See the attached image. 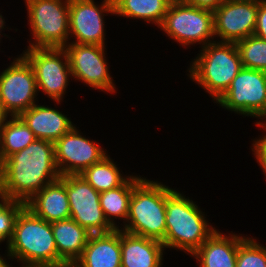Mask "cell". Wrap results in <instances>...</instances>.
<instances>
[{"instance_id":"obj_1","label":"cell","mask_w":266,"mask_h":267,"mask_svg":"<svg viewBox=\"0 0 266 267\" xmlns=\"http://www.w3.org/2000/svg\"><path fill=\"white\" fill-rule=\"evenodd\" d=\"M60 177L54 143L42 139H35L0 163L1 194L5 200L26 203Z\"/></svg>"},{"instance_id":"obj_2","label":"cell","mask_w":266,"mask_h":267,"mask_svg":"<svg viewBox=\"0 0 266 267\" xmlns=\"http://www.w3.org/2000/svg\"><path fill=\"white\" fill-rule=\"evenodd\" d=\"M7 256L27 265L68 266L57 253L51 223L24 206L18 213Z\"/></svg>"},{"instance_id":"obj_3","label":"cell","mask_w":266,"mask_h":267,"mask_svg":"<svg viewBox=\"0 0 266 267\" xmlns=\"http://www.w3.org/2000/svg\"><path fill=\"white\" fill-rule=\"evenodd\" d=\"M205 218L193 200L166 186L165 248L193 254L216 231Z\"/></svg>"},{"instance_id":"obj_4","label":"cell","mask_w":266,"mask_h":267,"mask_svg":"<svg viewBox=\"0 0 266 267\" xmlns=\"http://www.w3.org/2000/svg\"><path fill=\"white\" fill-rule=\"evenodd\" d=\"M200 51L189 76L217 102L243 68L240 54L235 43L221 41L210 42Z\"/></svg>"},{"instance_id":"obj_5","label":"cell","mask_w":266,"mask_h":267,"mask_svg":"<svg viewBox=\"0 0 266 267\" xmlns=\"http://www.w3.org/2000/svg\"><path fill=\"white\" fill-rule=\"evenodd\" d=\"M123 231L163 241L166 236V185L143 178L134 188Z\"/></svg>"},{"instance_id":"obj_6","label":"cell","mask_w":266,"mask_h":267,"mask_svg":"<svg viewBox=\"0 0 266 267\" xmlns=\"http://www.w3.org/2000/svg\"><path fill=\"white\" fill-rule=\"evenodd\" d=\"M31 34L28 47L64 48L69 35V0H25Z\"/></svg>"},{"instance_id":"obj_7","label":"cell","mask_w":266,"mask_h":267,"mask_svg":"<svg viewBox=\"0 0 266 267\" xmlns=\"http://www.w3.org/2000/svg\"><path fill=\"white\" fill-rule=\"evenodd\" d=\"M161 28L172 39L183 46L198 42L207 45L214 39L213 11L183 3L171 2ZM213 36V37H212Z\"/></svg>"},{"instance_id":"obj_8","label":"cell","mask_w":266,"mask_h":267,"mask_svg":"<svg viewBox=\"0 0 266 267\" xmlns=\"http://www.w3.org/2000/svg\"><path fill=\"white\" fill-rule=\"evenodd\" d=\"M227 110L244 116L266 118V72L242 68L228 90L216 102ZM266 127V122H256Z\"/></svg>"},{"instance_id":"obj_9","label":"cell","mask_w":266,"mask_h":267,"mask_svg":"<svg viewBox=\"0 0 266 267\" xmlns=\"http://www.w3.org/2000/svg\"><path fill=\"white\" fill-rule=\"evenodd\" d=\"M0 74V106L7 116L17 117L36 104L38 92L34 70L28 60L21 57Z\"/></svg>"},{"instance_id":"obj_10","label":"cell","mask_w":266,"mask_h":267,"mask_svg":"<svg viewBox=\"0 0 266 267\" xmlns=\"http://www.w3.org/2000/svg\"><path fill=\"white\" fill-rule=\"evenodd\" d=\"M23 56L34 70L38 91L59 104L72 75L65 49L28 47Z\"/></svg>"},{"instance_id":"obj_11","label":"cell","mask_w":266,"mask_h":267,"mask_svg":"<svg viewBox=\"0 0 266 267\" xmlns=\"http://www.w3.org/2000/svg\"><path fill=\"white\" fill-rule=\"evenodd\" d=\"M60 178L65 182L70 218L91 234L108 233L114 230L101 208L100 192L80 175H66Z\"/></svg>"},{"instance_id":"obj_12","label":"cell","mask_w":266,"mask_h":267,"mask_svg":"<svg viewBox=\"0 0 266 267\" xmlns=\"http://www.w3.org/2000/svg\"><path fill=\"white\" fill-rule=\"evenodd\" d=\"M64 49L74 79L107 93L115 92V84L105 59V46L70 42Z\"/></svg>"},{"instance_id":"obj_13","label":"cell","mask_w":266,"mask_h":267,"mask_svg":"<svg viewBox=\"0 0 266 267\" xmlns=\"http://www.w3.org/2000/svg\"><path fill=\"white\" fill-rule=\"evenodd\" d=\"M54 153L61 176L80 175L107 156L99 144L82 137L75 126L54 143Z\"/></svg>"},{"instance_id":"obj_14","label":"cell","mask_w":266,"mask_h":267,"mask_svg":"<svg viewBox=\"0 0 266 267\" xmlns=\"http://www.w3.org/2000/svg\"><path fill=\"white\" fill-rule=\"evenodd\" d=\"M258 0L223 1L213 10L214 35L236 43L255 32Z\"/></svg>"},{"instance_id":"obj_15","label":"cell","mask_w":266,"mask_h":267,"mask_svg":"<svg viewBox=\"0 0 266 267\" xmlns=\"http://www.w3.org/2000/svg\"><path fill=\"white\" fill-rule=\"evenodd\" d=\"M104 12L114 14L113 0H103L100 7L94 0H69V35L75 37L72 43L104 46Z\"/></svg>"},{"instance_id":"obj_16","label":"cell","mask_w":266,"mask_h":267,"mask_svg":"<svg viewBox=\"0 0 266 267\" xmlns=\"http://www.w3.org/2000/svg\"><path fill=\"white\" fill-rule=\"evenodd\" d=\"M72 267H121V229L90 234L81 257Z\"/></svg>"},{"instance_id":"obj_17","label":"cell","mask_w":266,"mask_h":267,"mask_svg":"<svg viewBox=\"0 0 266 267\" xmlns=\"http://www.w3.org/2000/svg\"><path fill=\"white\" fill-rule=\"evenodd\" d=\"M33 132L36 139L55 143L75 125L62 112L34 104L19 116Z\"/></svg>"},{"instance_id":"obj_18","label":"cell","mask_w":266,"mask_h":267,"mask_svg":"<svg viewBox=\"0 0 266 267\" xmlns=\"http://www.w3.org/2000/svg\"><path fill=\"white\" fill-rule=\"evenodd\" d=\"M164 249L161 241L121 229V267H161Z\"/></svg>"},{"instance_id":"obj_19","label":"cell","mask_w":266,"mask_h":267,"mask_svg":"<svg viewBox=\"0 0 266 267\" xmlns=\"http://www.w3.org/2000/svg\"><path fill=\"white\" fill-rule=\"evenodd\" d=\"M36 216L52 223L70 218V206L65 182L58 180L46 185L25 203Z\"/></svg>"},{"instance_id":"obj_20","label":"cell","mask_w":266,"mask_h":267,"mask_svg":"<svg viewBox=\"0 0 266 267\" xmlns=\"http://www.w3.org/2000/svg\"><path fill=\"white\" fill-rule=\"evenodd\" d=\"M245 238L236 234L226 236L216 231L190 256L200 267H236L239 243Z\"/></svg>"},{"instance_id":"obj_21","label":"cell","mask_w":266,"mask_h":267,"mask_svg":"<svg viewBox=\"0 0 266 267\" xmlns=\"http://www.w3.org/2000/svg\"><path fill=\"white\" fill-rule=\"evenodd\" d=\"M58 256L69 266L81 257L90 232L72 218L51 223Z\"/></svg>"},{"instance_id":"obj_22","label":"cell","mask_w":266,"mask_h":267,"mask_svg":"<svg viewBox=\"0 0 266 267\" xmlns=\"http://www.w3.org/2000/svg\"><path fill=\"white\" fill-rule=\"evenodd\" d=\"M143 179L138 176H128V179L119 187L100 192V205L108 223L119 229L115 224V219H123L126 223L129 213V202L133 193V188ZM112 217V218H111ZM115 219H114V218Z\"/></svg>"},{"instance_id":"obj_23","label":"cell","mask_w":266,"mask_h":267,"mask_svg":"<svg viewBox=\"0 0 266 267\" xmlns=\"http://www.w3.org/2000/svg\"><path fill=\"white\" fill-rule=\"evenodd\" d=\"M114 15L153 22L158 27L167 13L171 0H113Z\"/></svg>"},{"instance_id":"obj_24","label":"cell","mask_w":266,"mask_h":267,"mask_svg":"<svg viewBox=\"0 0 266 267\" xmlns=\"http://www.w3.org/2000/svg\"><path fill=\"white\" fill-rule=\"evenodd\" d=\"M35 139L33 132L19 116L11 117L9 121L6 118L0 129V163Z\"/></svg>"},{"instance_id":"obj_25","label":"cell","mask_w":266,"mask_h":267,"mask_svg":"<svg viewBox=\"0 0 266 267\" xmlns=\"http://www.w3.org/2000/svg\"><path fill=\"white\" fill-rule=\"evenodd\" d=\"M80 176L98 192L117 188L128 179V177L122 176L117 165L108 155L100 162L85 169Z\"/></svg>"},{"instance_id":"obj_26","label":"cell","mask_w":266,"mask_h":267,"mask_svg":"<svg viewBox=\"0 0 266 267\" xmlns=\"http://www.w3.org/2000/svg\"><path fill=\"white\" fill-rule=\"evenodd\" d=\"M244 68L266 72V41L256 35L235 43Z\"/></svg>"},{"instance_id":"obj_27","label":"cell","mask_w":266,"mask_h":267,"mask_svg":"<svg viewBox=\"0 0 266 267\" xmlns=\"http://www.w3.org/2000/svg\"><path fill=\"white\" fill-rule=\"evenodd\" d=\"M236 267H266V247L245 237L238 245Z\"/></svg>"},{"instance_id":"obj_28","label":"cell","mask_w":266,"mask_h":267,"mask_svg":"<svg viewBox=\"0 0 266 267\" xmlns=\"http://www.w3.org/2000/svg\"><path fill=\"white\" fill-rule=\"evenodd\" d=\"M0 243L7 240V245L13 236L14 223L24 202L13 200H0Z\"/></svg>"},{"instance_id":"obj_29","label":"cell","mask_w":266,"mask_h":267,"mask_svg":"<svg viewBox=\"0 0 266 267\" xmlns=\"http://www.w3.org/2000/svg\"><path fill=\"white\" fill-rule=\"evenodd\" d=\"M254 35L266 41V0H258L257 24Z\"/></svg>"},{"instance_id":"obj_30","label":"cell","mask_w":266,"mask_h":267,"mask_svg":"<svg viewBox=\"0 0 266 267\" xmlns=\"http://www.w3.org/2000/svg\"><path fill=\"white\" fill-rule=\"evenodd\" d=\"M266 130V127H263ZM255 143V144H254ZM253 143L252 151L255 152L254 155L259 162L261 169L266 175V135L260 139L255 140Z\"/></svg>"},{"instance_id":"obj_31","label":"cell","mask_w":266,"mask_h":267,"mask_svg":"<svg viewBox=\"0 0 266 267\" xmlns=\"http://www.w3.org/2000/svg\"><path fill=\"white\" fill-rule=\"evenodd\" d=\"M223 1L224 0H182L185 4L212 11L215 10Z\"/></svg>"},{"instance_id":"obj_32","label":"cell","mask_w":266,"mask_h":267,"mask_svg":"<svg viewBox=\"0 0 266 267\" xmlns=\"http://www.w3.org/2000/svg\"><path fill=\"white\" fill-rule=\"evenodd\" d=\"M20 267H69V266H57V265H27L22 264Z\"/></svg>"},{"instance_id":"obj_33","label":"cell","mask_w":266,"mask_h":267,"mask_svg":"<svg viewBox=\"0 0 266 267\" xmlns=\"http://www.w3.org/2000/svg\"><path fill=\"white\" fill-rule=\"evenodd\" d=\"M8 116L4 113L2 107L0 106V126H3L4 121Z\"/></svg>"},{"instance_id":"obj_34","label":"cell","mask_w":266,"mask_h":267,"mask_svg":"<svg viewBox=\"0 0 266 267\" xmlns=\"http://www.w3.org/2000/svg\"><path fill=\"white\" fill-rule=\"evenodd\" d=\"M0 267H11L9 263H7L6 259L4 260V257L0 256Z\"/></svg>"},{"instance_id":"obj_35","label":"cell","mask_w":266,"mask_h":267,"mask_svg":"<svg viewBox=\"0 0 266 267\" xmlns=\"http://www.w3.org/2000/svg\"><path fill=\"white\" fill-rule=\"evenodd\" d=\"M4 24H5V21L2 17V15H0V30L4 28ZM0 33H1V31H0ZM0 37H1V34H0Z\"/></svg>"},{"instance_id":"obj_36","label":"cell","mask_w":266,"mask_h":267,"mask_svg":"<svg viewBox=\"0 0 266 267\" xmlns=\"http://www.w3.org/2000/svg\"><path fill=\"white\" fill-rule=\"evenodd\" d=\"M0 199H3L2 194H1V178H0Z\"/></svg>"}]
</instances>
